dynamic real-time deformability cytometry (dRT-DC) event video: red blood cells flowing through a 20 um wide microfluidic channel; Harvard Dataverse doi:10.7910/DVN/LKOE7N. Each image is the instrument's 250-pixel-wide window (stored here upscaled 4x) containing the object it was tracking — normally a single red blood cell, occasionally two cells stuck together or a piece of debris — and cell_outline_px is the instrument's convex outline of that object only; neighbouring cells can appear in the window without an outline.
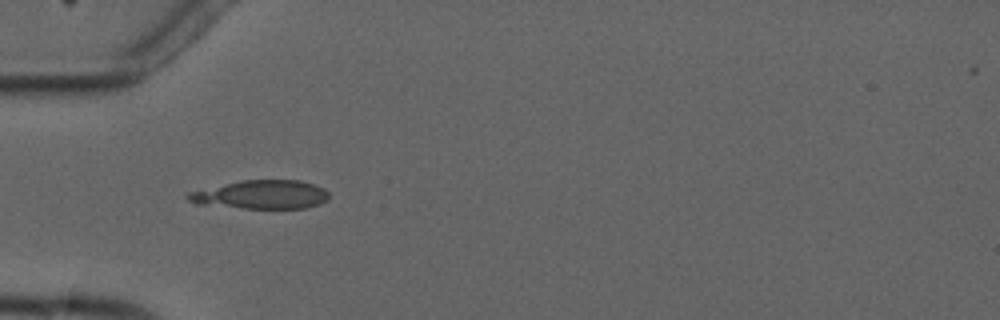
{"species": "common noctule bat (a hibernating species)", "species_latin": "Nyctalus noctula", "temperature_condition": "cold", "stored_images_in_passage": 5, "camera_frame_rate_fps": 3000, "um_per_image_px": 0.085, "animal": {"sex": "male", "forearm_length_mm": 52.5}, "frame": {"image": 1, "passage_image": 4, "time_ms": 5.0, "image_size_px": [1000, 320], "cell_outline_px": [[328, 200], [320, 204], [304, 208], [244, 208], [196, 204], [188, 200], [184, 196], [188, 192], [244, 180], [300, 180], [324, 188], [328, 192]], "centroid_in_image_um": [22.2, 16.55], "position_along_channel_um": 62.8, "area_um2": 23.41}}
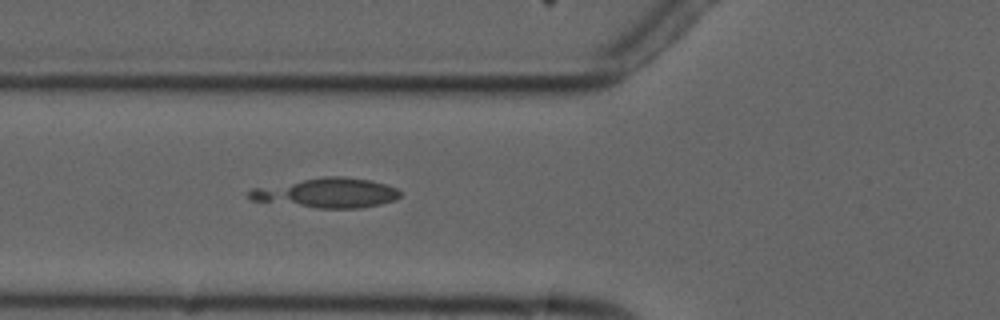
{"frame": {"image": 2, "passage_image": 5, "time_ms": 6.0, "image_size_px": [1000, 320], "cell_outline_px": [[400, 196], [396, 200], [380, 204], [360, 208], [316, 208], [252, 200], [248, 196], [248, 192], [252, 188], [324, 176], [340, 176], [368, 180], [384, 184], [396, 188], [400, 192]], "centroid_in_image_um": [27.79, 16.4], "position_along_channel_um": 98.0, "area_um2": 25.84}}